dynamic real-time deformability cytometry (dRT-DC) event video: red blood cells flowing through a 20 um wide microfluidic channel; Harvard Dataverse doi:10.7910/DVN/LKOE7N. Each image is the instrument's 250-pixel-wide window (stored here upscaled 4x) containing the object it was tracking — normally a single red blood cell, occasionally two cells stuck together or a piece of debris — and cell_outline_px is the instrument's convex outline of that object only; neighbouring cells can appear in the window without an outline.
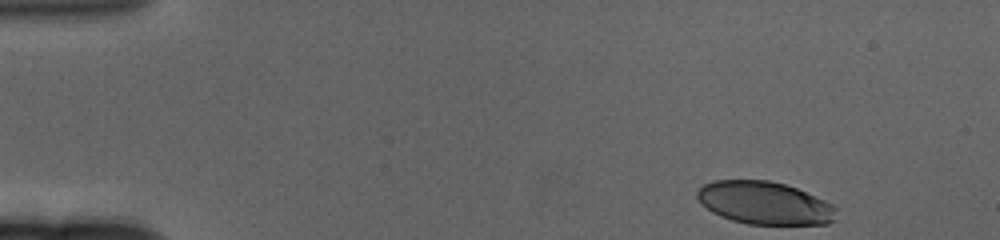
{"species": "human", "species_latin": "Homo sapiens", "temperature_condition": "cold", "stored_images_in_passage": 56, "camera_frame_rate_fps": 3000, "um_per_image_px": 0.085, "donor": {"sex": "female"}, "frame": {"image": 1, "passage_image": 1, "time_ms": 0.0, "image_size_px": [1000, 240], "cell_outline_px": [[836, 220], [828, 224], [748, 224], [732, 220], [720, 216], [712, 212], [700, 204], [696, 196], [696, 192], [704, 184], [712, 180], [768, 180], [784, 184], [796, 188], [824, 200], [832, 204], [836, 208]], "centroid_in_image_um": [64.97, 17.25], "position_along_channel_um": 20.0, "area_um2": 34.8}}
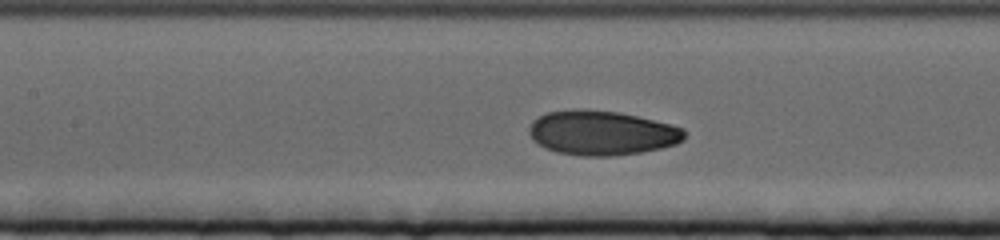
{"frame": {"image": 2, "passage_image": 23, "time_ms": 7.333, "image_size_px": [1000, 240], "cell_outline_px": [[684, 140], [676, 144], [660, 148], [640, 152], [612, 156], [580, 156], [556, 152], [544, 148], [532, 140], [528, 132], [528, 128], [532, 120], [548, 112], [616, 112], [636, 116], [684, 128]], "centroid_in_image_um": [51.13, 11.35], "position_along_channel_um": 156.3, "area_um2": 39.3}}
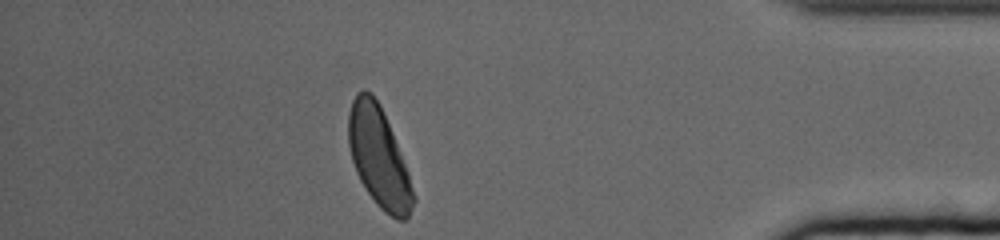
{"frame": {"image": 3, "passage_image": 49, "time_ms": 16.0, "image_size_px": [1000, 240], "cell_outline_px": [[416, 200], [408, 216], [404, 220], [396, 220], [384, 212], [376, 204], [360, 180], [356, 172], [352, 160], [348, 144], [348, 112], [352, 100], [356, 92], [364, 88], [372, 92], [380, 104], [408, 172], [416, 196]], "centroid_in_image_um": [32.18, 13.35], "position_along_channel_um": 403.0, "area_um2": 37.8}, "authors_computed_cell_mechanics": {"area_um2": 38.9861, "velocity_mm_per_s": 3.2824, "shape_relaxation_time_tau1_ms": 4.2391, "shape_relaxation_time_tau2_ms": 1.396, "deformation_change_tau1": 0.1548, "deformation_change_tau2": 0.052}}